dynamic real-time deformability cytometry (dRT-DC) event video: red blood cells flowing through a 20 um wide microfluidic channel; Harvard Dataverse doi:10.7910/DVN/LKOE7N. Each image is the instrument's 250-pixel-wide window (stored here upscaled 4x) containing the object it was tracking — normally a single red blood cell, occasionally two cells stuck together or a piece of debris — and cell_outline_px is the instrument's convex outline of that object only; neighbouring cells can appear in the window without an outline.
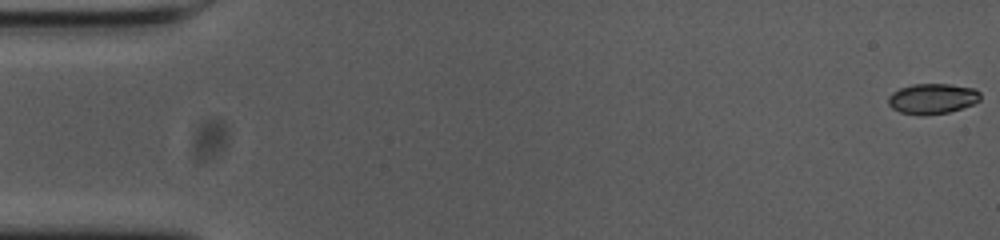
{"species": "common noctule bat (a hibernating species)", "species_latin": "Nyctalus noctula", "temperature_condition": "cold", "stored_images_in_passage": 56, "camera_frame_rate_fps": 3000, "um_per_image_px": 0.085, "animal": {"sex": "female", "body_mass_g": 23.0, "forearm_length_mm": 53.4}, "frame": {"image": 1, "passage_image": 1, "time_ms": 0.0, "image_size_px": [1000, 240], "cell_outline_px": [[980, 100], [972, 104], [948, 112], [924, 116], [920, 116], [900, 112], [892, 108], [888, 104], [888, 96], [892, 92], [900, 88], [912, 84], [948, 84], [976, 88], [980, 92]], "centroid_in_image_um": [79.23, 8.39], "position_along_channel_um": 5.8, "area_um2": 16.42}}
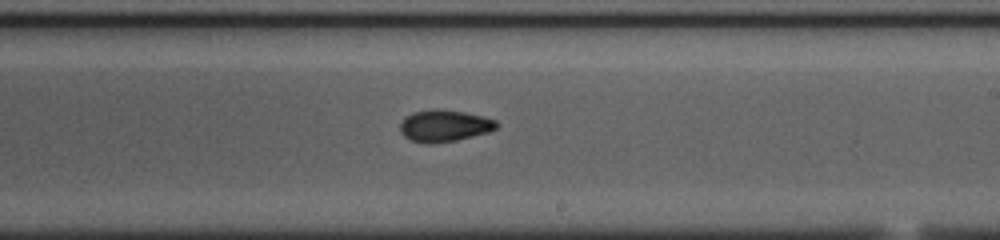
{"frame": {"image": 2, "passage_image": 33, "time_ms": 10.667, "image_size_px": [1000, 240], "cell_outline_px": [[500, 124], [496, 128], [488, 132], [456, 140], [432, 144], [428, 144], [412, 140], [404, 136], [400, 132], [400, 124], [404, 116], [412, 112], [432, 108], [436, 108], [464, 112], [484, 116], [496, 120]], "centroid_in_image_um": [37.75, 10.67], "position_along_channel_um": 251.2, "area_um2": 18.09}}
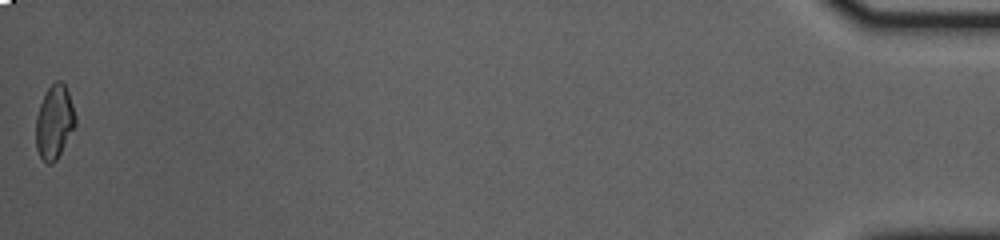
{"frame": {"image": 3, "passage_image": 56, "time_ms": 18.333, "image_size_px": [1000, 240], "cell_outline_px": [[76, 124], [56, 160], [52, 164], [48, 164], [40, 156], [36, 148], [36, 116], [40, 104], [48, 88], [56, 80], [60, 80], [64, 84], [68, 92], [76, 116]], "centroid_in_image_um": [4.62, 10.37], "position_along_channel_um": 430.6, "area_um2": 16.76}, "authors_computed_cell_mechanics": {"area_um2": 17.1088, "velocity_mm_per_s": 3.6651, "shape_relaxation_time_tau1_ms": null, "shape_relaxation_time_tau2_ms": 2.9111, "deformation_change_tau1": null, "deformation_change_tau2": 0.0674}}